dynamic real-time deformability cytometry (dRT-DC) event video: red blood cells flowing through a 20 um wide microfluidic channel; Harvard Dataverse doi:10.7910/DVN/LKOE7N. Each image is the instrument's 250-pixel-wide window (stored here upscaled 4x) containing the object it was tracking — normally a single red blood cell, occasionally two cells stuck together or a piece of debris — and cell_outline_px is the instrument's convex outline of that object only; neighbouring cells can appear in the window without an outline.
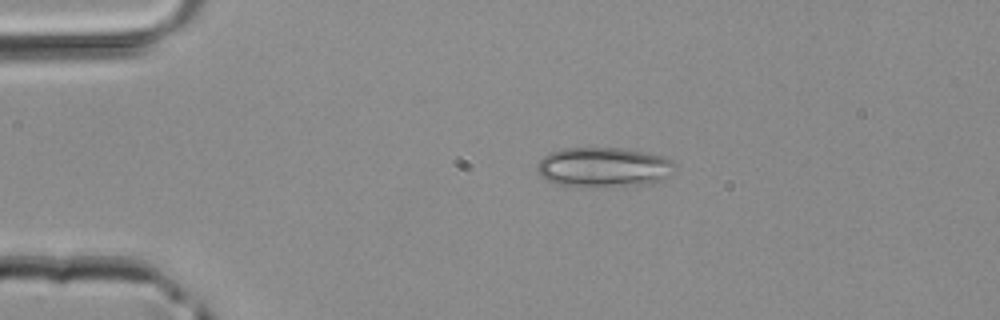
{"species": "common noctule bat (a hibernating species)", "species_latin": "Nyctalus noctula", "temperature_condition": "room temperature", "stored_images_in_passage": 2, "camera_frame_rate_fps": 3000, "um_per_image_px": 0.085, "animal": {"sex": "male", "body_mass_g": 20.4}, "frame": {"image": 1, "passage_image": 1, "time_ms": 0.0, "image_size_px": [1000, 320], "cell_outline_px": [[676, 164], [668, 176], [652, 184], [584, 188], [556, 184], [544, 180], [540, 176], [536, 168], [536, 164], [544, 156], [560, 148], [624, 148], [652, 152], [664, 156], [672, 160]], "centroid_in_image_um": [51.3, 14.22], "position_along_channel_um": 33.7, "area_um2": 32.77}}